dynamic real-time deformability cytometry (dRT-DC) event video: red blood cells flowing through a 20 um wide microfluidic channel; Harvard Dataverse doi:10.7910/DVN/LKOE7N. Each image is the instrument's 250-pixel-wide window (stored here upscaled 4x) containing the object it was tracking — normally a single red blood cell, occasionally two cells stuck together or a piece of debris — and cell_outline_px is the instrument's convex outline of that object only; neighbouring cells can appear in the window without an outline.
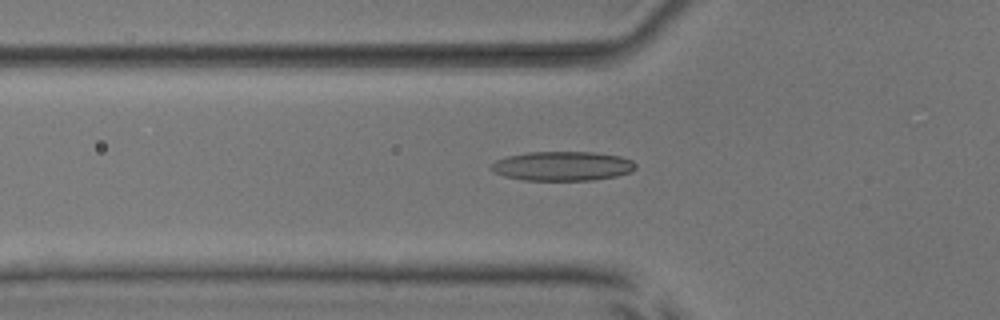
{"species": "common noctule bat (a hibernating species)", "species_latin": "Nyctalus noctula", "temperature_condition": "room temperature", "stored_images_in_passage": 53, "camera_frame_rate_fps": 3000, "um_per_image_px": 0.085, "animal": {"sex": "male", "body_mass_g": 17.9, "forearm_length_mm": 54.2}, "frame": {"image": 1, "passage_image": 19, "time_ms": 6.0, "image_size_px": [1000, 320], "cell_outline_px": [[636, 168], [632, 172], [616, 176], [592, 180], [524, 180], [504, 176], [492, 172], [488, 168], [496, 160], [508, 156], [528, 152], [596, 152], [620, 156], [632, 160], [636, 164]], "centroid_in_image_um": [47.81, 14.11], "position_along_channel_um": 78.0, "area_um2": 24.85}}
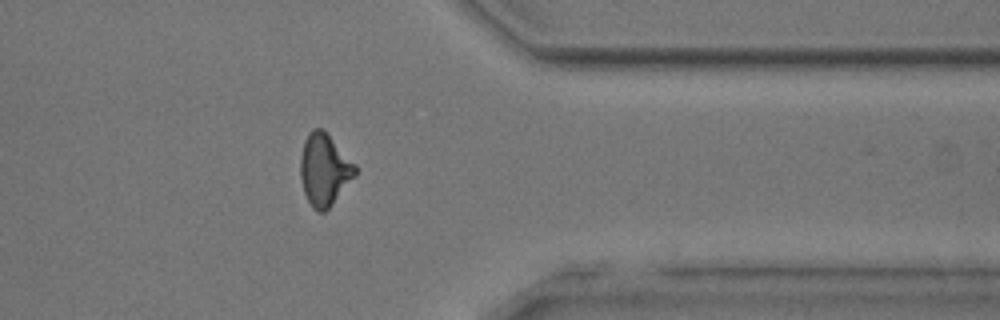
{"frame": {"image": 2, "passage_image": 43, "time_ms": 14.0, "image_size_px": [1000, 320], "cell_outline_px": [[356, 176], [332, 204], [324, 212], [316, 212], [312, 208], [304, 192], [300, 176], [300, 156], [304, 140], [308, 132], [312, 128], [324, 128], [356, 164]], "centroid_in_image_um": [27.57, 14.39], "position_along_channel_um": 383.8, "area_um2": 23.35}}
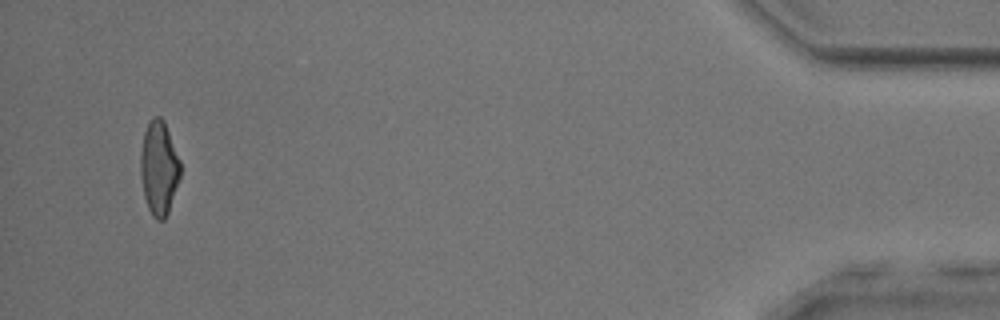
{"frame": {"image": 3, "passage_image": 51, "time_ms": 16.667, "image_size_px": [1000, 320], "cell_outline_px": [[180, 176], [168, 212], [164, 220], [156, 220], [152, 216], [148, 208], [144, 196], [140, 176], [140, 152], [144, 132], [148, 120], [152, 116], [160, 116], [164, 120], [180, 160]], "centroid_in_image_um": [13.49, 14.25], "position_along_channel_um": 421.7, "area_um2": 21.96}, "authors_computed_cell_mechanics": {"area_um2": 22.542, "velocity_mm_per_s": 3.947, "shape_relaxation_time_tau1_ms": 6.7575, "shape_relaxation_time_tau2_ms": 1.9903, "deformation_change_tau1": 0.2077, "deformation_change_tau2": 0.1077}}